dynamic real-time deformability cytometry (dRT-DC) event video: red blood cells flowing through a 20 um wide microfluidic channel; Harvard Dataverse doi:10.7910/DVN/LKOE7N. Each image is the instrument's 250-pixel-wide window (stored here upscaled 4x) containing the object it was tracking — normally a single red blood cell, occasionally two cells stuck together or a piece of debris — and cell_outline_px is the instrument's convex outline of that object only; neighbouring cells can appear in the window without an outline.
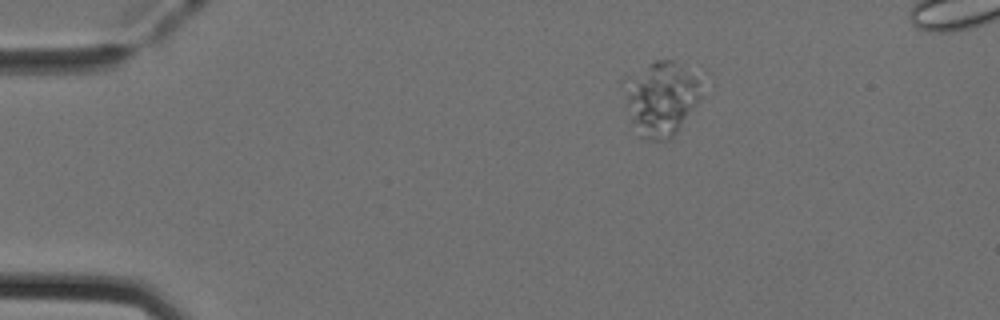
{"species": "Egyptian fruit bat (a non-hibernating species)", "species_latin": "Rousettus aegyptiacus", "temperature_condition": "cold", "stored_images_in_passage": 52, "camera_frame_rate_fps": 3000, "um_per_image_px": 0.085, "animal": {"sex": "female"}, "frame": {"image": 1, "passage_image": 10, "time_ms": 3.0, "image_size_px": [1000, 320], "cell_outline_px": [[704, 96], [672, 136], [668, 140], [648, 140], [640, 136], [632, 120], [620, 84], [620, 80], [652, 60], [672, 60], [692, 76], [696, 80]], "centroid_in_image_um": [56.12, 8.35], "position_along_channel_um": 28.9, "area_um2": 33.23}}
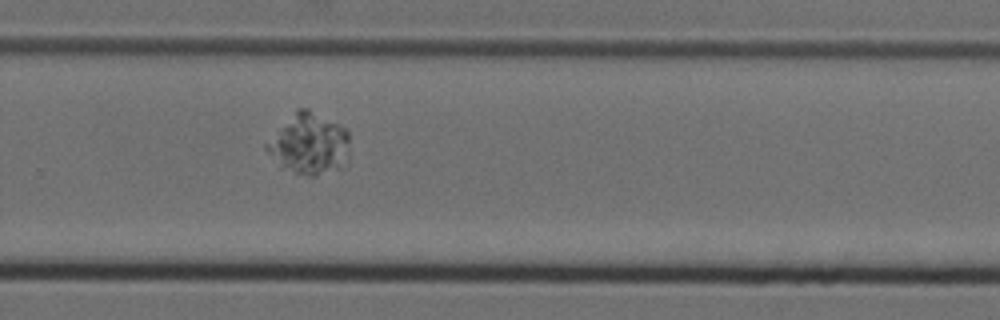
{"frame": {"image": 2, "passage_image": 36, "time_ms": 11.667, "image_size_px": [1000, 320], "cell_outline_px": [[348, 160], [340, 168], [316, 176], [308, 176], [280, 168], [264, 148], [264, 144], [296, 108], [308, 108], [344, 128], [348, 132]], "centroid_in_image_um": [26.24, 12.24], "position_along_channel_um": 303.6, "area_um2": 29.59}}
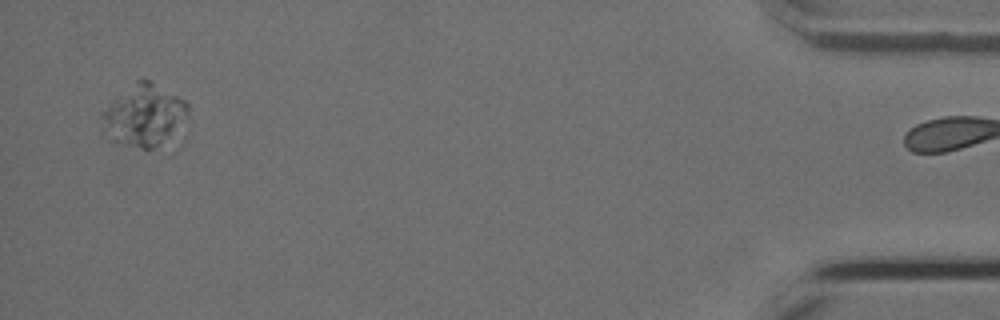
{"frame": {"image": 3, "passage_image": 51, "time_ms": 16.667, "image_size_px": [1000, 320], "cell_outline_px": [[188, 112], [156, 152], [112, 144], [100, 132], [100, 112], [116, 96], [136, 80], [148, 80], [184, 100], [188, 104]], "centroid_in_image_um": [12.08, 9.89], "position_along_channel_um": 423.1, "area_um2": 31.5}}